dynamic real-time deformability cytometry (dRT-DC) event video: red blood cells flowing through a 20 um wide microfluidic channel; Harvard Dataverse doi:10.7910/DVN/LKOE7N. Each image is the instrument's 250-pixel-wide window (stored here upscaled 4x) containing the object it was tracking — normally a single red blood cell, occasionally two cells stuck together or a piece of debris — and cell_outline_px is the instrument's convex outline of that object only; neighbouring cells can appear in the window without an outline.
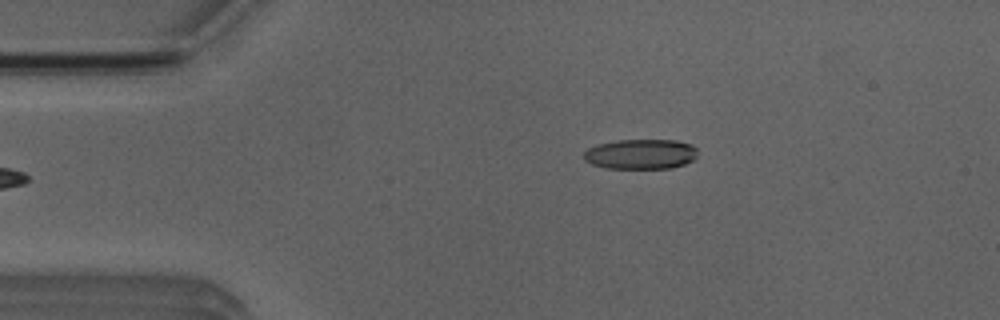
{"species": "Egyptian fruit bat (a non-hibernating species)", "species_latin": "Rousettus aegyptiacus", "temperature_condition": "room temperature", "stored_images_in_passage": 6, "camera_frame_rate_fps": 3000, "um_per_image_px": 0.085, "animal": {"sex": "male"}, "frame": {"image": 1, "passage_image": 6, "time_ms": 5.667, "image_size_px": [1000, 320], "cell_outline_px": [[696, 156], [692, 160], [684, 164], [672, 168], [608, 168], [592, 164], [584, 160], [584, 152], [588, 148], [596, 144], [616, 140], [676, 140], [692, 144], [696, 148]], "centroid_in_image_um": [54.45, 13.09], "position_along_channel_um": 30.6, "area_um2": 19.94}}